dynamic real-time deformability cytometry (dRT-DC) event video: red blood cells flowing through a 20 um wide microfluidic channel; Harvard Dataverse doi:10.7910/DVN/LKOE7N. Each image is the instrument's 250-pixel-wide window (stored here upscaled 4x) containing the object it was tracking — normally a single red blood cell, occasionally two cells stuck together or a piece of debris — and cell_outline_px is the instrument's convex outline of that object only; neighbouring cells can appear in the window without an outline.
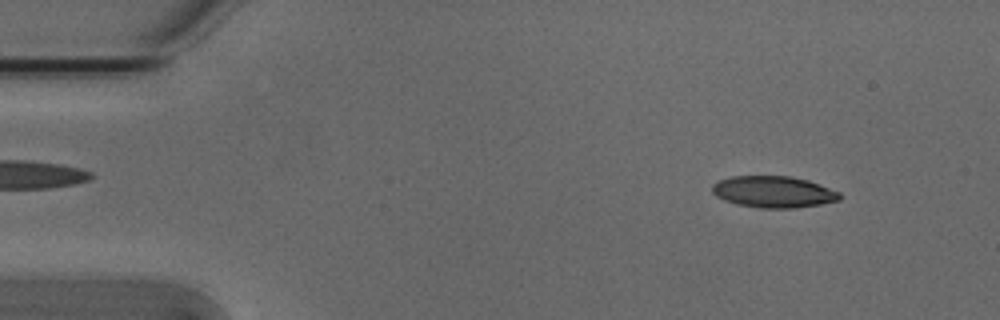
{"species": "Egyptian fruit bat (a non-hibernating species)", "species_latin": "Rousettus aegyptiacus", "temperature_condition": "cold", "stored_images_in_passage": 53, "camera_frame_rate_fps": 3000, "um_per_image_px": 0.085, "animal": {"sex": "male"}, "frame": {"image": 1, "passage_image": 5, "time_ms": 1.333, "image_size_px": [1000, 320], "cell_outline_px": [[840, 200], [820, 204], [796, 208], [760, 208], [736, 204], [724, 200], [716, 196], [712, 192], [712, 184], [720, 180], [732, 176], [792, 176], [808, 180], [840, 192]], "centroid_in_image_um": [65.74, 16.31], "position_along_channel_um": 19.3, "area_um2": 23.47}}
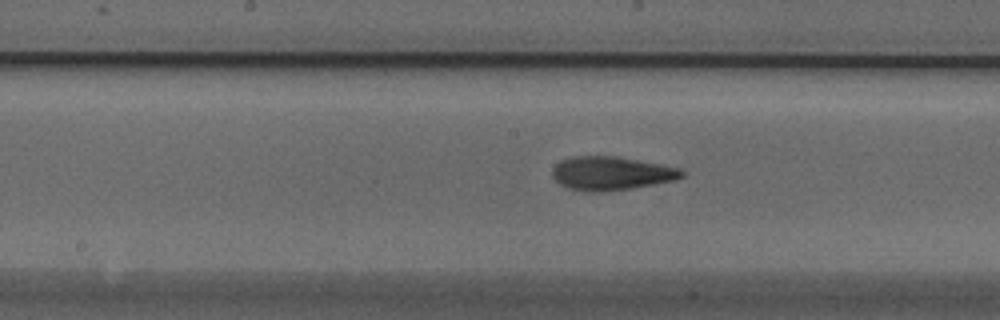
{"frame": {"image": 2, "passage_image": 26, "time_ms": 8.333, "image_size_px": [1000, 320], "cell_outline_px": [[684, 176], [676, 180], [632, 188], [600, 192], [592, 192], [568, 188], [560, 184], [552, 176], [552, 168], [560, 160], [572, 156], [616, 156], [660, 164], [680, 168], [684, 172]], "centroid_in_image_um": [51.95, 14.73], "position_along_channel_um": 196.3, "area_um2": 25.37}}
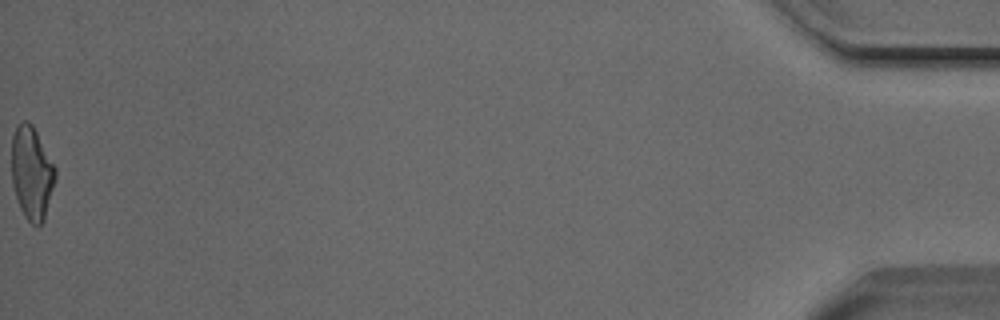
{"frame": {"image": 3, "passage_image": 53, "time_ms": 17.333, "image_size_px": [1000, 320], "cell_outline_px": [[56, 180], [44, 220], [40, 224], [32, 224], [24, 216], [20, 208], [12, 184], [12, 136], [16, 124], [20, 120], [28, 120], [32, 124], [56, 168]], "centroid_in_image_um": [2.7, 14.67], "position_along_channel_um": 432.5, "area_um2": 23.81}, "authors_computed_cell_mechanics": {"area_um2": 24.3338, "velocity_mm_per_s": 3.8209, "shape_relaxation_time_tau1_ms": 5.3199, "shape_relaxation_time_tau2_ms": 2.1443, "deformation_change_tau1": 0.1887, "deformation_change_tau2": 0.0946}}